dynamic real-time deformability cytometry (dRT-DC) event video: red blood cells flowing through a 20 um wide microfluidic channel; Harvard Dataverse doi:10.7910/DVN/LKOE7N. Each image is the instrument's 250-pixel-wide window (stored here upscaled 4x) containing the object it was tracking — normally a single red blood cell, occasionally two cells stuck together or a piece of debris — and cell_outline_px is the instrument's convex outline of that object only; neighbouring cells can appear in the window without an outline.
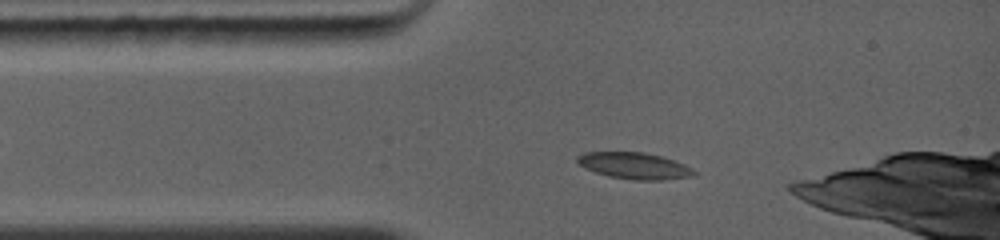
{"species": "common noctule bat (a hibernating species)", "species_latin": "Nyctalus noctula", "temperature_condition": "warm", "stored_images_in_passage": 32, "camera_frame_rate_fps": 5000, "um_per_image_px": 0.085, "animal": {"sex": "female", "body_mass_g": 19.0, "forearm_length_mm": 56.7}, "frame": {"image": 1, "passage_image": 4, "time_ms": 1.0, "image_size_px": [1000, 240], "cell_outline_px": [[696, 172], [692, 176], [664, 180], [632, 180], [608, 176], [584, 168], [576, 160], [576, 156], [584, 152], [644, 152], [660, 156], [684, 164], [692, 168]], "centroid_in_image_um": [53.9, 14.09], "position_along_channel_um": 31.1, "area_um2": 17.98}}
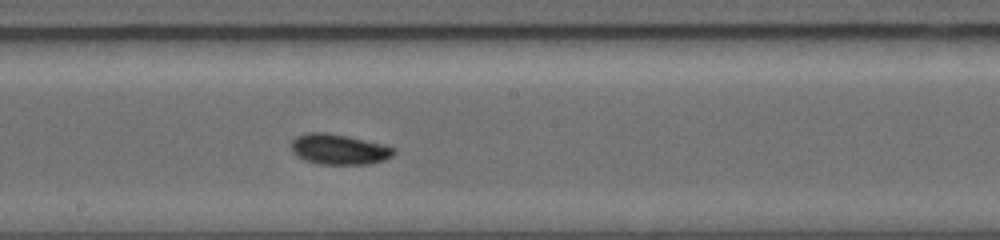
{"frame": {"image": 2, "passage_image": 17, "time_ms": 5.6, "image_size_px": [1000, 240], "cell_outline_px": [[396, 152], [392, 156], [384, 160], [372, 164], [320, 164], [304, 160], [296, 156], [292, 152], [292, 140], [296, 136], [308, 132], [328, 132], [348, 136], [396, 148]], "centroid_in_image_um": [28.8, 12.69], "position_along_channel_um": 219.4, "area_um2": 18.26}}
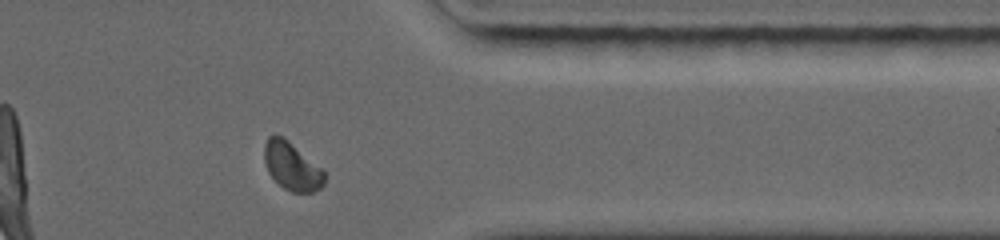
{"frame": {"image": 3, "passage_image": 29, "time_ms": 9.6, "image_size_px": [1000, 240], "cell_outline_px": [[324, 184], [320, 188], [312, 192], [292, 192], [284, 188], [268, 172], [264, 160], [264, 144], [268, 136], [284, 136], [324, 168]], "centroid_in_image_um": [24.83, 14.1], "position_along_channel_um": 386.6, "area_um2": 16.99}, "authors_computed_cell_mechanics": {"area_um2": 17.7735, "velocity_mm_per_s": 4.358, "shape_relaxation_time_tau1_ms": 4.4069, "shape_relaxation_time_tau2_ms": null, "deformation_change_tau1": 0.1044, "deformation_change_tau2": null}}